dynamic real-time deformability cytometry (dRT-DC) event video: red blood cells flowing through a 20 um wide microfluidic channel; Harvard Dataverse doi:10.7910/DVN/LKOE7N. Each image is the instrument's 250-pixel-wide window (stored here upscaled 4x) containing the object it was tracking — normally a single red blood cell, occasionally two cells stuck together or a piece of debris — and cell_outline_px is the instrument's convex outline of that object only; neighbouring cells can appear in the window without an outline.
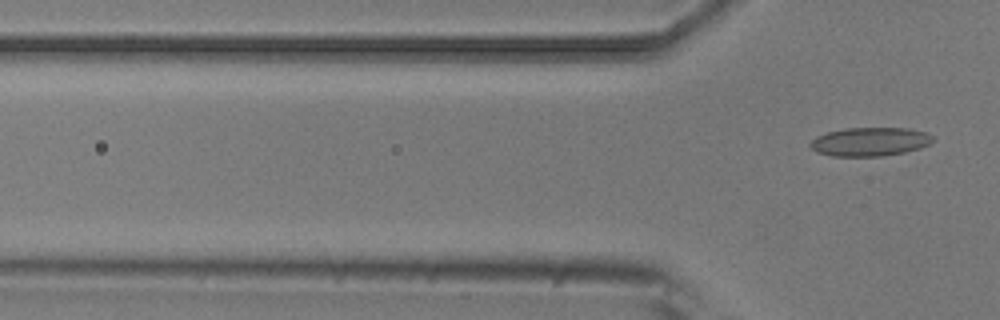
{"species": "common noctule bat (a hibernating species)", "species_latin": "Nyctalus noctula", "temperature_condition": "room temperature", "stored_images_in_passage": 4, "camera_frame_rate_fps": 3000, "um_per_image_px": 0.085, "animal": {"sex": "male", "body_mass_g": 20.5, "forearm_length_mm": 52.5}, "frame": {"image": 1, "passage_image": 4, "time_ms": 1.0, "image_size_px": [1000, 320], "cell_outline_px": [[932, 140], [928, 144], [920, 148], [904, 152], [880, 156], [832, 156], [816, 152], [808, 144], [816, 136], [828, 132], [844, 128], [908, 128], [924, 132], [932, 136]], "centroid_in_image_um": [73.89, 12.04], "position_along_channel_um": 51.9, "area_um2": 20.35}}